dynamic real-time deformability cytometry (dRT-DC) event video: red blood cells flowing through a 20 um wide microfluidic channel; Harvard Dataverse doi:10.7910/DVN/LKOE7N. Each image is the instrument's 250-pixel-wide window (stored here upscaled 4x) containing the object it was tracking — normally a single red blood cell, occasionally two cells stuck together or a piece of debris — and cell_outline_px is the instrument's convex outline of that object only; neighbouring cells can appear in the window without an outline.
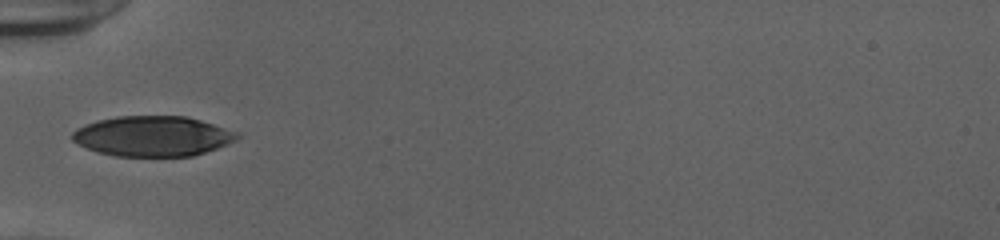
{"species": "human", "species_latin": "Homo sapiens", "temperature_condition": "cold", "stored_images_in_passage": 35, "camera_frame_rate_fps": 3000, "um_per_image_px": 0.085, "donor": {"sex": "female"}, "frame": {"image": 1, "passage_image": 1, "time_ms": 0.0, "image_size_px": [1000, 240], "cell_outline_px": [[240, 136], [236, 140], [216, 148], [192, 156], [116, 156], [100, 152], [88, 148], [72, 140], [72, 132], [76, 128], [84, 124], [116, 116], [184, 116], [200, 120], [240, 132]], "centroid_in_image_um": [12.99, 11.56], "position_along_channel_um": 72.0, "area_um2": 38.44}}
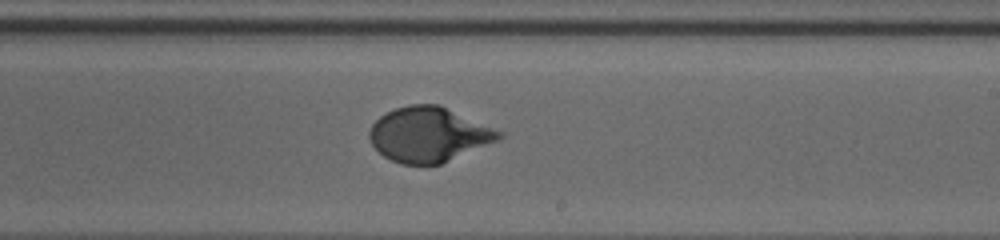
{"frame": {"image": 2, "passage_image": 15, "time_ms": 4.667, "image_size_px": [1000, 240], "cell_outline_px": [[504, 136], [496, 140], [440, 164], [400, 164], [384, 156], [372, 144], [368, 136], [368, 132], [372, 124], [380, 116], [396, 108], [408, 104], [440, 104], [504, 132]], "centroid_in_image_um": [36.42, 11.41], "position_along_channel_um": 252.6, "area_um2": 41.04}}
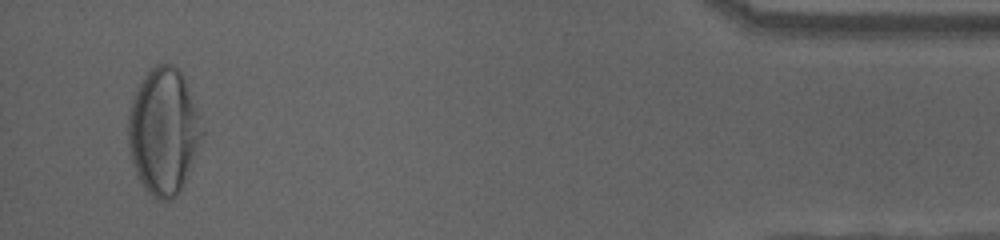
{"frame": {"image": 3, "passage_image": 33, "time_ms": 10.667, "image_size_px": [1000, 240], "cell_outline_px": [[204, 136], [180, 192], [176, 196], [168, 200], [156, 200], [144, 188], [136, 176], [132, 164], [128, 144], [128, 116], [132, 96], [140, 80], [156, 64], [172, 64], [184, 76], [204, 132]], "centroid_in_image_um": [13.88, 11.18], "position_along_channel_um": 421.3, "area_um2": 54.56}, "authors_computed_cell_mechanics": {"area_um2": 41.3848, "velocity_mm_per_s": 3.8818, "shape_relaxation_time_tau1_ms": 4.3229, "shape_relaxation_time_tau2_ms": null, "deformation_change_tau1": 0.2096, "deformation_change_tau2": null}}